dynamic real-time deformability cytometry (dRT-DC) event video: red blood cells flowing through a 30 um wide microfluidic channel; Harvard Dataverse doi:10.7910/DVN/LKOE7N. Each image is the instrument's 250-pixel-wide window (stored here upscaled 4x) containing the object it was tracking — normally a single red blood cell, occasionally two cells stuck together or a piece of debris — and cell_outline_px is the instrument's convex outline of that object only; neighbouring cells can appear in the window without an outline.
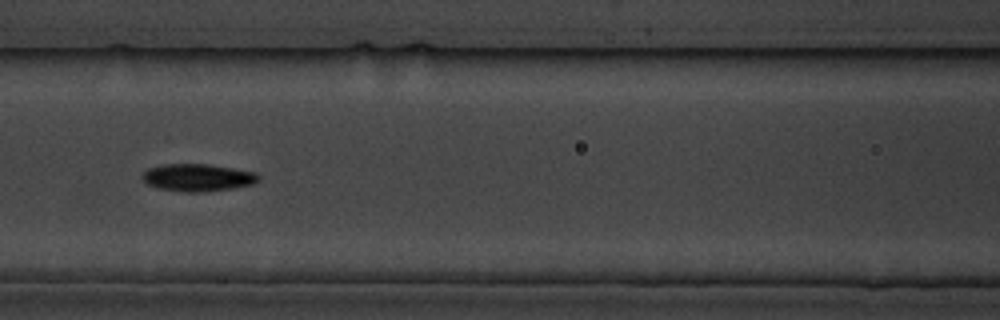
{"species": "common noctule bat (a hibernating species)", "species_latin": "Nyctalus noctula", "temperature_condition": "cold", "stored_images_in_passage": 13, "camera_frame_rate_fps": 3000, "um_per_image_px": 0.085, "animal": {"sex": "male", "body_mass_g": 19.5, "forearm_length_mm": 54.6}, "frame": {"image": 1, "passage_image": 4, "time_ms": 3.333, "image_size_px": [1000, 320], "cell_outline_px": [[260, 180], [252, 184], [236, 188], [200, 192], [184, 192], [156, 188], [148, 184], [140, 176], [148, 168], [164, 164], [208, 164], [256, 172], [260, 176]], "centroid_in_image_um": [16.81, 15.09], "position_along_channel_um": 149.8, "area_um2": 18.67}}
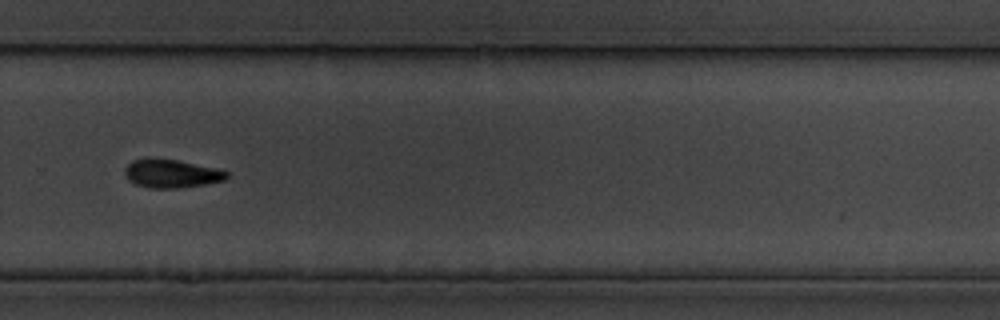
{"frame": {"image": 2, "passage_image": 8, "time_ms": 8.0, "image_size_px": [1000, 320], "cell_outline_px": [[228, 176], [224, 180], [204, 184], [176, 188], [148, 188], [136, 184], [128, 180], [124, 176], [124, 168], [132, 160], [148, 156], [180, 160], [220, 168], [228, 172]], "centroid_in_image_um": [14.53, 14.71], "position_along_channel_um": 315.3, "area_um2": 17.4}}
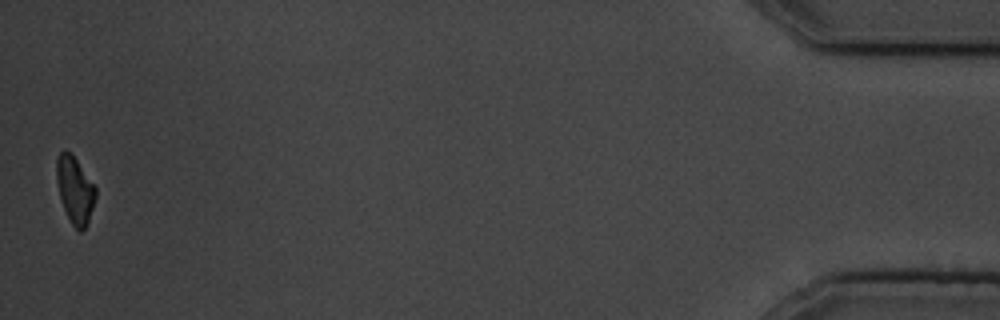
{"frame": {"image": 3, "passage_image": 13, "time_ms": 13.667, "image_size_px": [1000, 320], "cell_outline_px": [[96, 196], [88, 220], [84, 228], [80, 232], [72, 224], [64, 208], [60, 196], [56, 180], [56, 160], [60, 152], [64, 148], [72, 152], [96, 188]], "centroid_in_image_um": [6.35, 16.07], "position_along_channel_um": 428.8, "area_um2": 15.09}, "authors_computed_cell_mechanics": {"area_um2": 17.051, "velocity_mm_per_s": 3.5653, "shape_relaxation_time_tau1_ms": 2.3769, "shape_relaxation_time_tau2_ms": null, "deformation_change_tau1": 0.1126, "deformation_change_tau2": null}}